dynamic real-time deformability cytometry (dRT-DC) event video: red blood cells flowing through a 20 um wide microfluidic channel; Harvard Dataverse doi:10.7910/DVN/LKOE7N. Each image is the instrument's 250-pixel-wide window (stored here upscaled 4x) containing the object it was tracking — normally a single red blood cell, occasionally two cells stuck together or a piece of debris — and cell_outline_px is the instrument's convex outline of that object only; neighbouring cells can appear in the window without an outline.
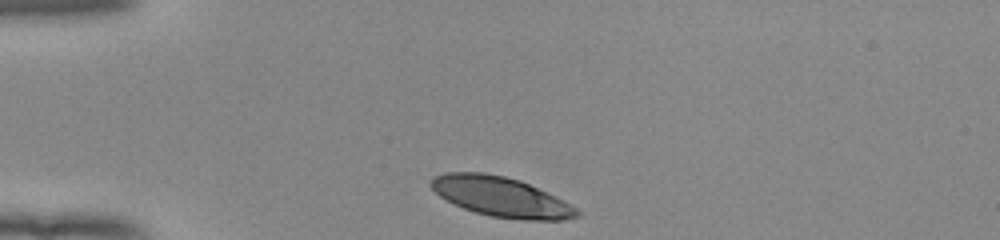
{"species": "human", "species_latin": "Homo sapiens", "temperature_condition": "room temperature", "stored_images_in_passage": 32, "camera_frame_rate_fps": 3000, "um_per_image_px": 0.085, "donor": {"sex": "female"}, "frame": {"image": 1, "passage_image": 1, "time_ms": 0.0, "image_size_px": [1000, 240], "cell_outline_px": [[580, 216], [564, 220], [520, 220], [492, 216], [476, 212], [464, 208], [440, 196], [428, 184], [428, 180], [432, 176], [444, 172], [484, 172], [504, 176], [520, 180], [556, 196], [576, 208], [580, 212]], "centroid_in_image_um": [42.57, 16.72], "position_along_channel_um": 42.4, "area_um2": 33.87}}
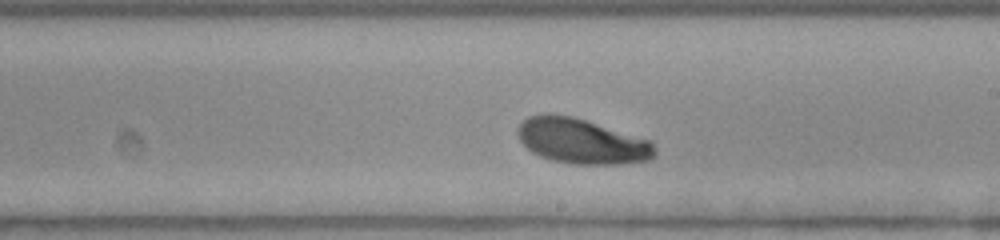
{"frame": {"image": 2, "passage_image": 19, "time_ms": 6.0, "image_size_px": [1000, 240], "cell_outline_px": [[656, 152], [648, 160], [620, 164], [572, 164], [552, 160], [540, 156], [532, 152], [520, 140], [516, 132], [516, 128], [528, 116], [544, 112], [552, 112], [572, 116], [648, 140], [656, 148]], "centroid_in_image_um": [49.37, 11.98], "position_along_channel_um": 239.6, "area_um2": 35.95}}
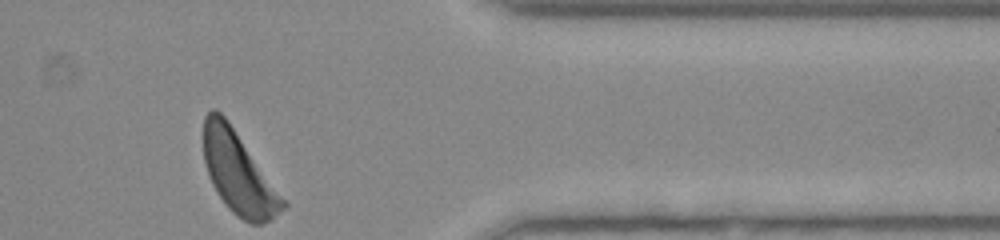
{"frame": {"image": 3, "passage_image": 32, "time_ms": 10.333, "image_size_px": [1000, 240], "cell_outline_px": [[288, 204], [272, 220], [260, 224], [252, 224], [236, 216], [228, 208], [216, 192], [212, 184], [204, 160], [204, 116], [212, 108], [216, 108], [228, 120]], "centroid_in_image_um": [20.26, 14.71], "position_along_channel_um": 391.1, "area_um2": 37.4}, "authors_computed_cell_mechanics": {"area_um2": 36.0094, "velocity_mm_per_s": 3.868, "shape_relaxation_time_tau1_ms": 3.3187, "shape_relaxation_time_tau2_ms": null, "deformation_change_tau1": 0.1565, "deformation_change_tau2": null}}